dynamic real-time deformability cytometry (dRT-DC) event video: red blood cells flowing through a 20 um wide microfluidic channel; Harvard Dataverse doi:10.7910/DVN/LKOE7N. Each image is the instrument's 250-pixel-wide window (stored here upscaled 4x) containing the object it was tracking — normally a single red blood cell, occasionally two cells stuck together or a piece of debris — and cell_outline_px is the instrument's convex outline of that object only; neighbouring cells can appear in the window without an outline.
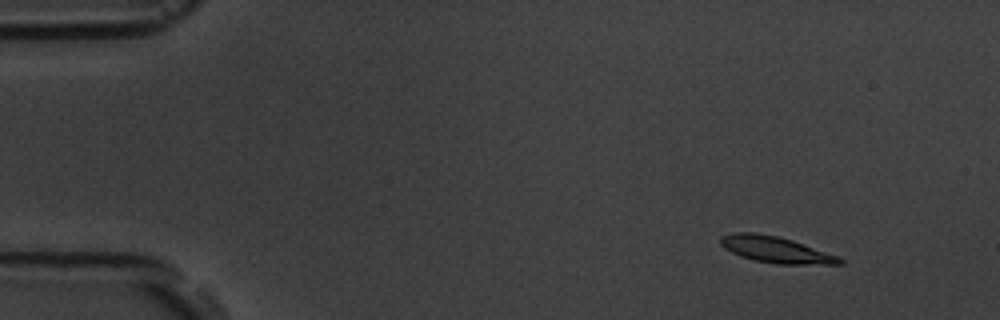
{"species": "common noctule bat (a hibernating species)", "species_latin": "Nyctalus noctula", "temperature_condition": "room temperature", "stored_images_in_passage": 4, "camera_frame_rate_fps": 3000, "um_per_image_px": 0.085, "animal": {"sex": "male", "body_mass_g": 19.5, "forearm_length_mm": 54.6}, "frame": {"image": 1, "passage_image": 1, "time_ms": 0.0, "image_size_px": [1000, 320], "cell_outline_px": [[844, 264], [776, 264], [752, 260], [740, 256], [724, 248], [720, 244], [720, 236], [736, 232], [752, 232], [776, 236], [792, 240], [836, 256], [844, 260]], "centroid_in_image_um": [65.88, 21.22], "position_along_channel_um": 19.1, "area_um2": 18.03}}
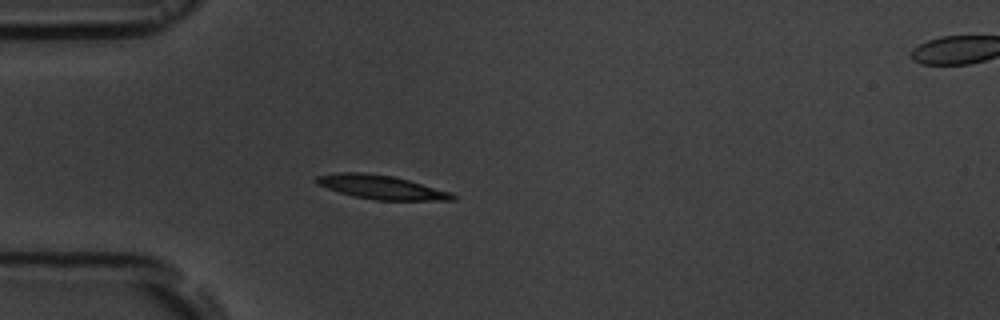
{"frame": {"image": 2, "passage_image": 3, "time_ms": 3.333, "image_size_px": [1000, 320], "cell_outline_px": [[456, 200], [376, 200], [356, 196], [340, 192], [316, 184], [312, 180], [316, 176], [340, 172], [364, 172], [396, 176], [452, 192], [456, 196]], "centroid_in_image_um": [32.42, 15.89], "position_along_channel_um": 52.6, "area_um2": 19.07}}